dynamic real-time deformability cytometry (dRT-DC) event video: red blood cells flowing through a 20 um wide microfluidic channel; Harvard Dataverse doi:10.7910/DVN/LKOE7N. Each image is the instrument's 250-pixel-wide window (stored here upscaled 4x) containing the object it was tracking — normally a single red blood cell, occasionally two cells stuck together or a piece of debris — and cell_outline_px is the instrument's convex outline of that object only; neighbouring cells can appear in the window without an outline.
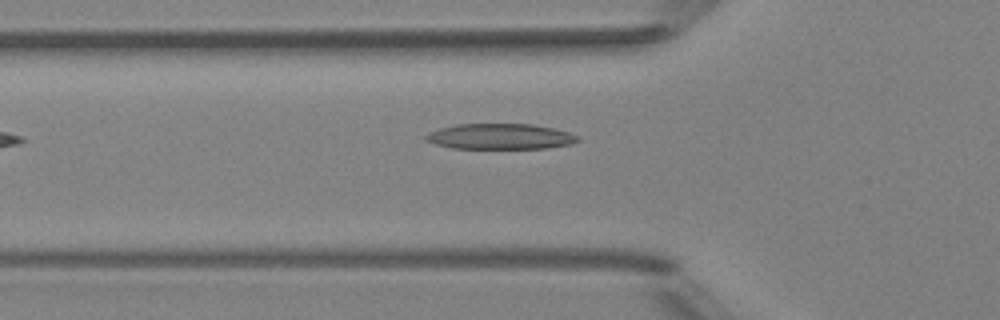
{"species": "Egyptian fruit bat (a non-hibernating species)", "species_latin": "Rousettus aegyptiacus", "temperature_condition": "room temperature", "stored_images_in_passage": 5, "camera_frame_rate_fps": 3000, "um_per_image_px": 0.085, "animal": {"sex": "female"}, "frame": {"image": 1, "passage_image": 5, "time_ms": 5.0, "image_size_px": [1000, 320], "cell_outline_px": [[580, 140], [572, 144], [548, 148], [452, 148], [436, 144], [424, 140], [424, 136], [428, 132], [440, 128], [456, 124], [532, 124], [552, 128], [568, 132], [580, 136]], "centroid_in_image_um": [42.52, 11.6], "position_along_channel_um": 83.3, "area_um2": 22.72}}